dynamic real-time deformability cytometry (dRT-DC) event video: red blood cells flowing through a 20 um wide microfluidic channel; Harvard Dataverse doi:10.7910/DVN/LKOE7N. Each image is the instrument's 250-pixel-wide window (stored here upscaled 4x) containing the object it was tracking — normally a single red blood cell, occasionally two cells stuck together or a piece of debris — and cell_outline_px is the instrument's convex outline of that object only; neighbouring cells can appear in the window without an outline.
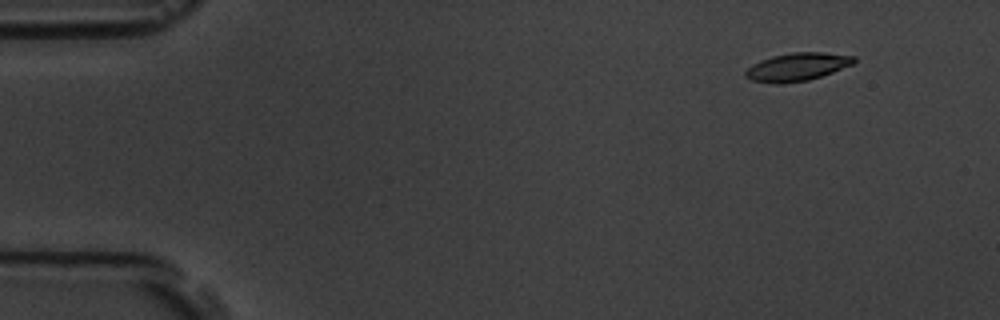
{"species": "common noctule bat (a hibernating species)", "species_latin": "Nyctalus noctula", "temperature_condition": "room temperature", "stored_images_in_passage": 7, "camera_frame_rate_fps": 3000, "um_per_image_px": 0.085, "animal": {"sex": "male", "body_mass_g": 19.5, "forearm_length_mm": 54.6}, "frame": {"image": 1, "passage_image": 2, "time_ms": 1.0, "image_size_px": [1000, 320], "cell_outline_px": [[856, 60], [852, 64], [832, 72], [808, 80], [780, 84], [776, 84], [752, 80], [744, 76], [744, 72], [752, 64], [760, 60], [772, 56], [792, 52], [824, 52], [856, 56]], "centroid_in_image_um": [67.74, 5.68], "position_along_channel_um": 17.3, "area_um2": 17.69}}
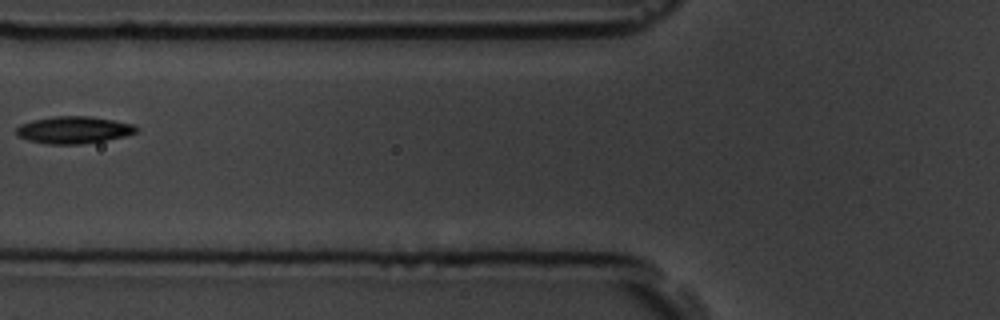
{"frame": {"image": 2, "passage_image": 6, "time_ms": 6.667, "image_size_px": [1000, 320], "cell_outline_px": [[140, 128], [136, 132], [124, 136], [104, 140], [80, 144], [48, 144], [28, 140], [20, 136], [16, 132], [16, 128], [20, 124], [32, 120], [52, 116], [88, 116], [112, 120], [132, 124]], "centroid_in_image_um": [6.25, 11.03], "position_along_channel_um": 119.6, "area_um2": 18.79}}
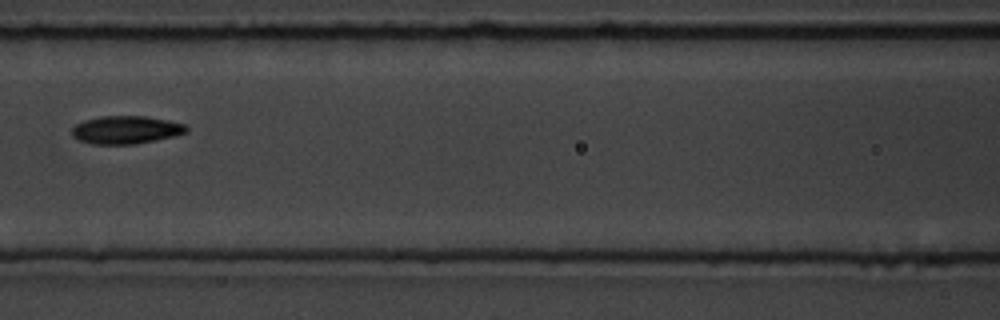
{"frame": {"image": 3, "passage_image": 7, "time_ms": 7.667, "image_size_px": [1000, 320], "cell_outline_px": [[188, 132], [176, 136], [136, 144], [92, 144], [80, 140], [72, 136], [72, 128], [76, 124], [84, 120], [100, 116], [144, 116], [168, 120], [184, 124], [188, 128]], "centroid_in_image_um": [10.72, 11.04], "position_along_channel_um": 155.9, "area_um2": 18.73}}